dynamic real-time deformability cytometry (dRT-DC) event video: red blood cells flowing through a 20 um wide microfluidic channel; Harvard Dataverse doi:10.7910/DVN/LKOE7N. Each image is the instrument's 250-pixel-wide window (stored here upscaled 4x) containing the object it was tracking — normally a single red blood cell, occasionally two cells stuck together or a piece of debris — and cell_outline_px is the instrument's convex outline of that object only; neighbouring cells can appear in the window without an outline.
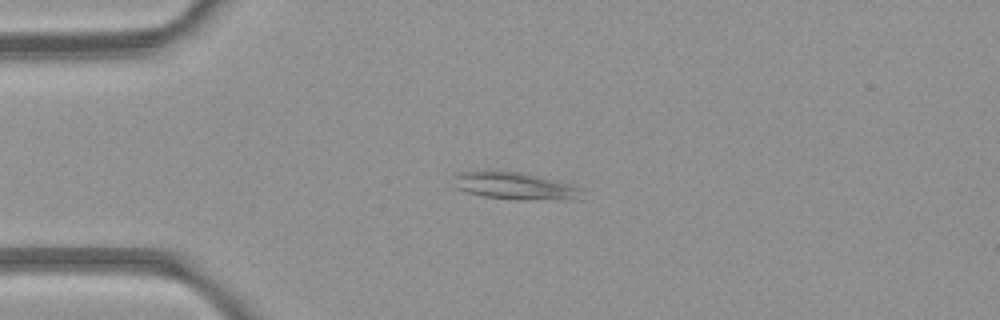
{"species": "common noctule bat (a hibernating species)", "species_latin": "Nyctalus noctula", "temperature_condition": "room temperature", "stored_images_in_passage": 5, "camera_frame_rate_fps": 3000, "um_per_image_px": 0.085, "animal": {"sex": "female", "body_mass_g": 21.9}, "frame": {"image": 1, "passage_image": 3, "time_ms": 2.333, "image_size_px": [1000, 320], "cell_outline_px": [[584, 188], [576, 200], [516, 200], [484, 196], [468, 192], [456, 188], [452, 176], [456, 172], [484, 168], [496, 168], [520, 172], [572, 184]], "centroid_in_image_um": [43.7, 15.76], "position_along_channel_um": 41.3, "area_um2": 21.39}}
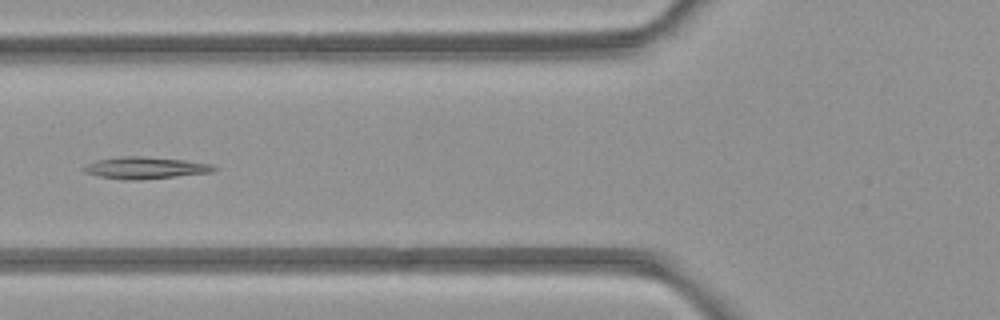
{"frame": {"image": 2, "passage_image": 5, "time_ms": 4.667, "image_size_px": [1000, 320], "cell_outline_px": [[220, 168], [212, 172], [140, 180], [120, 180], [100, 176], [84, 172], [80, 168], [96, 160], [120, 156], [140, 156], [184, 160], [212, 164]], "centroid_in_image_um": [12.34, 14.27], "position_along_channel_um": 113.5, "area_um2": 16.65}}